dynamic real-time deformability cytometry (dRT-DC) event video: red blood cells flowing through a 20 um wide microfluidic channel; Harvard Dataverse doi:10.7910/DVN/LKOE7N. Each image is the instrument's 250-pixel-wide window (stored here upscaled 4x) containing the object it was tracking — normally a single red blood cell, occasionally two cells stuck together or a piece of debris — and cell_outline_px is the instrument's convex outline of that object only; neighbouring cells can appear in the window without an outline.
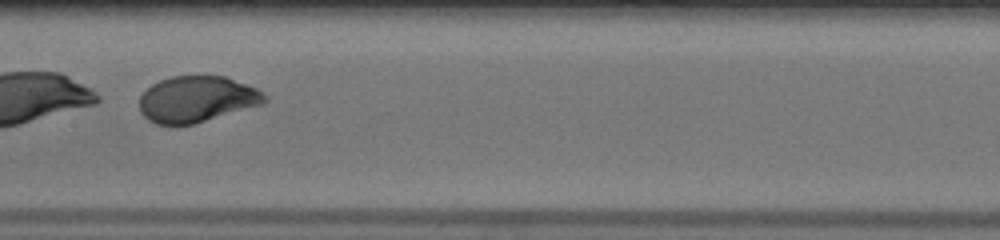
{"species": "human", "species_latin": "Homo sapiens", "temperature_condition": "warm", "stored_images_in_passage": 44, "segment_of_instrument_passage": [2, 2], "camera_frame_rate_fps": 3000, "um_per_image_px": 0.085, "donor": {"sex": "male"}, "frame": {"image": 1, "passage_image": 27, "time_ms": 8.667, "image_size_px": [1000, 240], "cell_outline_px": [[268, 100], [264, 104], [192, 124], [156, 124], [148, 120], [140, 112], [140, 96], [152, 84], [160, 80], [172, 76], [224, 76], [256, 88], [268, 96]], "centroid_in_image_um": [16.74, 8.43], "position_along_channel_um": 190.7, "area_um2": 33.47}}